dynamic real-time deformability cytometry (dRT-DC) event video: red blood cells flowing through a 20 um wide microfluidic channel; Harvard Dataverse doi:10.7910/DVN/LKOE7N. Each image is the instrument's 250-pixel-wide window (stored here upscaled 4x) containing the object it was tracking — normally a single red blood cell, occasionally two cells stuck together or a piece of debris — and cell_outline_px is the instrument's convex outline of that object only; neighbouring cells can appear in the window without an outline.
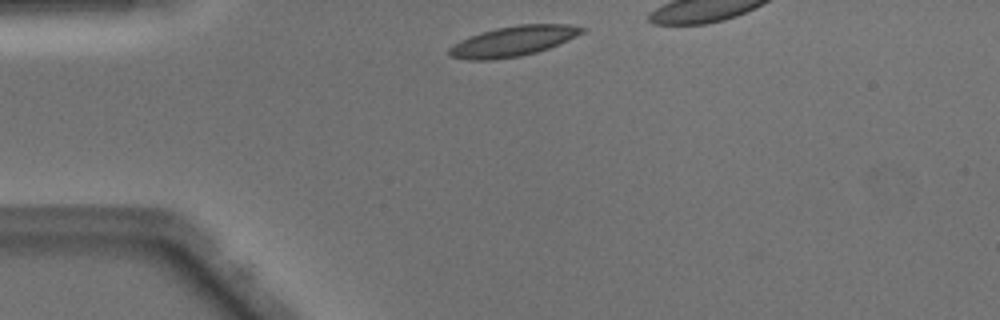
{"species": "Egyptian fruit bat (a non-hibernating species)", "species_latin": "Rousettus aegyptiacus", "temperature_condition": "warm", "stored_images_in_passage": 31, "camera_frame_rate_fps": 3000, "um_per_image_px": 0.085, "animal": {"sex": "male"}, "frame": {"image": 1, "passage_image": 2, "time_ms": 0.333, "image_size_px": [1000, 320], "cell_outline_px": [[584, 32], [568, 40], [548, 48], [536, 52], [520, 56], [488, 60], [468, 60], [448, 56], [448, 48], [452, 44], [460, 40], [496, 28], [520, 24], [568, 24], [584, 28]], "centroid_in_image_um": [43.58, 3.51], "position_along_channel_um": 41.4, "area_um2": 23.12}}
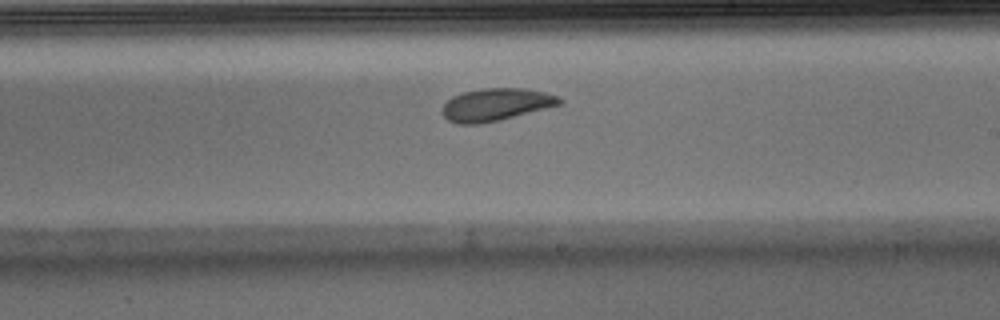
{"frame": {"image": 2, "passage_image": 19, "time_ms": 6.0, "image_size_px": [1000, 320], "cell_outline_px": [[564, 100], [560, 104], [500, 120], [476, 124], [456, 124], [448, 120], [440, 112], [440, 108], [452, 96], [464, 92], [484, 88], [520, 88], [544, 92], [560, 96]], "centroid_in_image_um": [42.11, 8.89], "position_along_channel_um": 246.9, "area_um2": 22.14}}
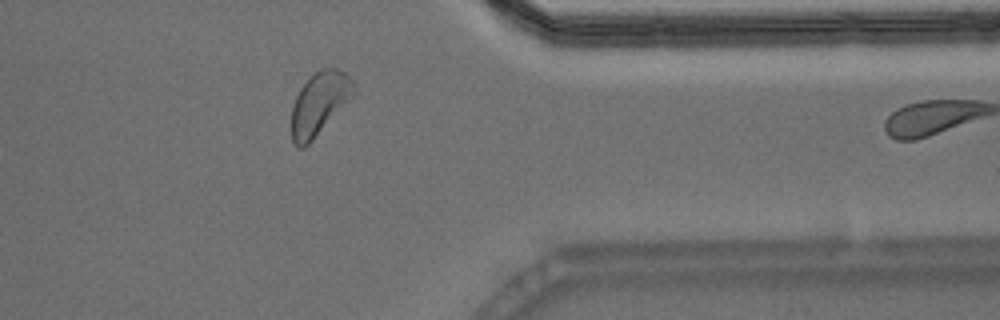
{"frame": {"image": 3, "passage_image": 30, "time_ms": 9.667, "image_size_px": [1000, 320], "cell_outline_px": [[356, 92], [312, 140], [304, 148], [296, 148], [292, 140], [292, 104], [300, 88], [316, 72], [324, 68], [336, 68], [344, 72], [352, 80]], "centroid_in_image_um": [27.12, 8.81], "position_along_channel_um": 384.3, "area_um2": 22.25}}